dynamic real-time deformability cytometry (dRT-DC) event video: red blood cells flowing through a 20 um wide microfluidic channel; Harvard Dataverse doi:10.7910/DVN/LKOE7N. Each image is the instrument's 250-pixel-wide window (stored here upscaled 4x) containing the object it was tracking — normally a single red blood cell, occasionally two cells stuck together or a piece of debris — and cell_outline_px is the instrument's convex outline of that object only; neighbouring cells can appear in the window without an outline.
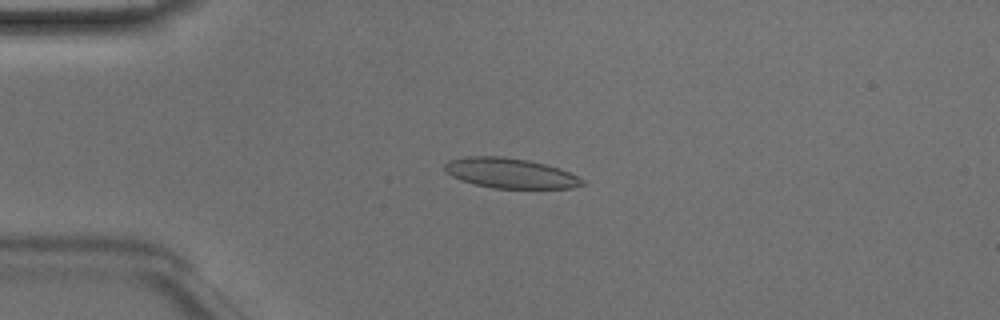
{"species": "Egyptian fruit bat (a non-hibernating species)", "species_latin": "Rousettus aegyptiacus", "temperature_condition": "room temperature", "stored_images_in_passage": 41, "camera_frame_rate_fps": 3000, "um_per_image_px": 0.085, "animal": {"sex": "male"}, "frame": {"image": 1, "passage_image": 11, "time_ms": 3.333, "image_size_px": [1000, 320], "cell_outline_px": [[588, 184], [572, 188], [492, 188], [460, 180], [444, 172], [444, 164], [448, 160], [464, 156], [504, 156], [528, 160], [560, 168], [584, 180]], "centroid_in_image_um": [43.35, 14.71], "position_along_channel_um": 41.7, "area_um2": 24.28}}
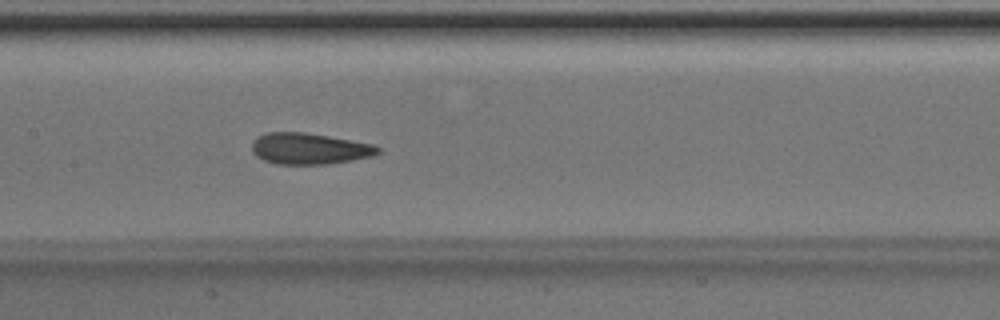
{"frame": {"image": 2, "passage_image": 23, "time_ms": 7.333, "image_size_px": [1000, 320], "cell_outline_px": [[380, 152], [372, 156], [352, 160], [328, 164], [276, 164], [264, 160], [256, 156], [252, 152], [252, 140], [268, 132], [304, 132], [328, 136], [372, 144], [380, 148]], "centroid_in_image_um": [26.27, 12.64], "position_along_channel_um": 181.1, "area_um2": 22.83}}
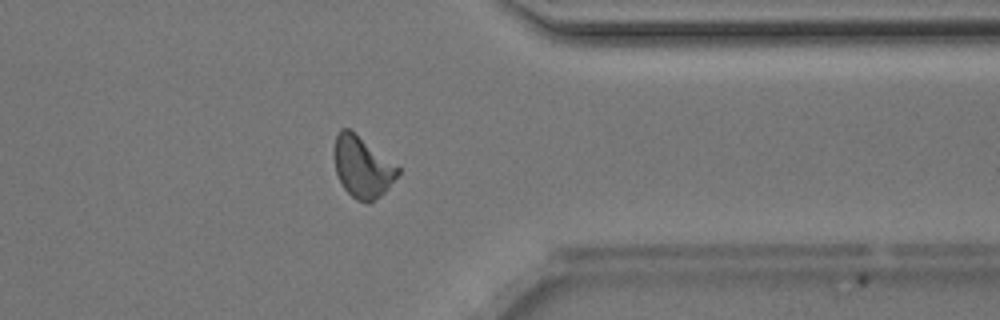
{"frame": {"image": 3, "passage_image": 38, "time_ms": 12.333, "image_size_px": [1000, 320], "cell_outline_px": [[400, 172], [388, 188], [380, 196], [368, 204], [356, 200], [344, 188], [336, 172], [332, 156], [332, 148], [336, 136], [340, 128], [348, 128], [400, 168]], "centroid_in_image_um": [30.75, 14.2], "position_along_channel_um": 380.6, "area_um2": 22.6}, "authors_computed_cell_mechanics": {"area_um2": 23.5246, "velocity_mm_per_s": 4.142, "shape_relaxation_time_tau1_ms": 3.0924, "shape_relaxation_time_tau2_ms": 1.5302, "deformation_change_tau1": 0.1279, "deformation_change_tau2": 0.0711}}